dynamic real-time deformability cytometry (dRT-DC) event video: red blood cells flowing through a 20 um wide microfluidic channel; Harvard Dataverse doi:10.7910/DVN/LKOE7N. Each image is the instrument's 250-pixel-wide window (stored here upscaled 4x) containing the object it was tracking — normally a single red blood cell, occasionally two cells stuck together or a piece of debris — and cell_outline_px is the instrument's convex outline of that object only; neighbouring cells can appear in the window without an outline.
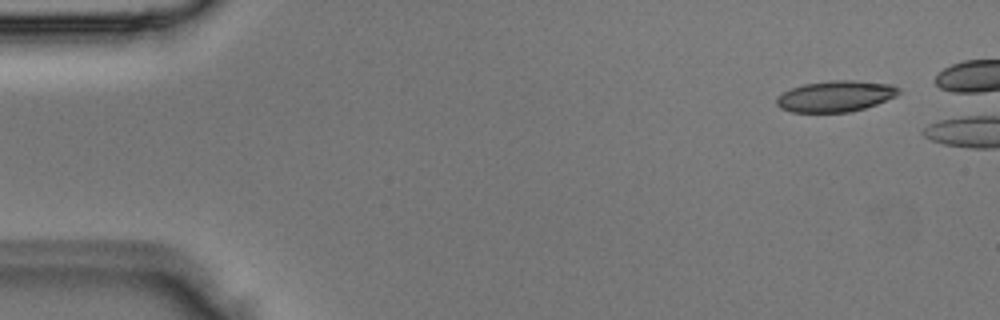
{"species": "Egyptian fruit bat (a non-hibernating species)", "species_latin": "Rousettus aegyptiacus", "temperature_condition": "room temperature", "stored_images_in_passage": 3, "camera_frame_rate_fps": 3000, "um_per_image_px": 0.085, "animal": {"sex": "male"}, "frame": {"image": 1, "passage_image": 1, "time_ms": 0.0, "image_size_px": [1000, 320], "cell_outline_px": [[900, 92], [896, 96], [876, 104], [864, 108], [848, 112], [792, 112], [780, 108], [776, 104], [776, 96], [792, 88], [804, 84], [828, 80], [856, 80], [892, 84], [900, 88]], "centroid_in_image_um": [71.02, 8.17], "position_along_channel_um": 14.0, "area_um2": 22.2}}